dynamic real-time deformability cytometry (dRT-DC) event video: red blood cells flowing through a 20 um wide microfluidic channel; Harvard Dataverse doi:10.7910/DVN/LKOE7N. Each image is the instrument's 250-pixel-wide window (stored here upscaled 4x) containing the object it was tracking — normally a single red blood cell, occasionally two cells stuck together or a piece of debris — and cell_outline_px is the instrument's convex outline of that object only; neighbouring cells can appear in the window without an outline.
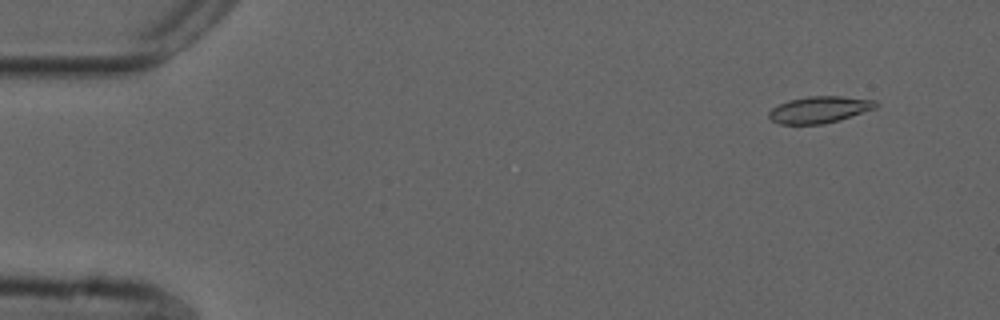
{"species": "common noctule bat (a hibernating species)", "species_latin": "Nyctalus noctula", "temperature_condition": "cold", "stored_images_in_passage": 55, "camera_frame_rate_fps": 3000, "um_per_image_px": 0.085, "animal": {"sex": "male", "forearm_length_mm": 52.5}, "frame": {"image": 1, "passage_image": 5, "time_ms": 1.333, "image_size_px": [1000, 320], "cell_outline_px": [[880, 104], [876, 108], [840, 120], [824, 124], [780, 124], [772, 120], [768, 116], [768, 112], [772, 108], [788, 100], [808, 96], [840, 96], [876, 100]], "centroid_in_image_um": [69.68, 9.32], "position_along_channel_um": 15.3, "area_um2": 16.7}}
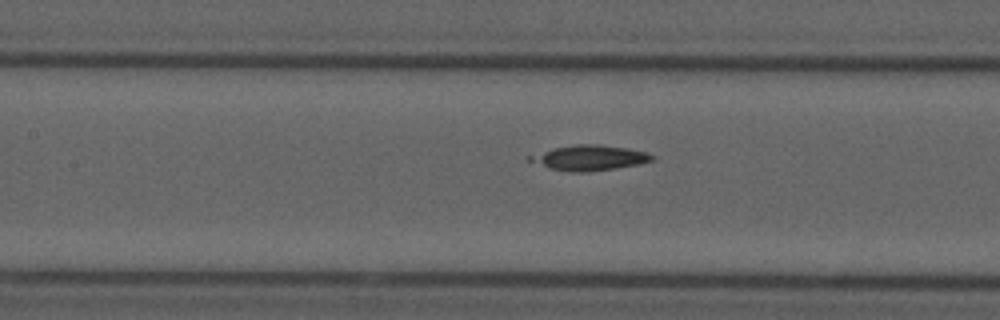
{"frame": {"image": 2, "passage_image": 25, "time_ms": 8.0, "image_size_px": [1000, 320], "cell_outline_px": [[656, 160], [640, 164], [616, 168], [588, 172], [568, 172], [548, 168], [524, 160], [528, 156], [552, 148], [576, 144], [600, 144], [628, 148], [648, 152], [656, 156]], "centroid_in_image_um": [50.11, 13.41], "position_along_channel_um": 157.3, "area_um2": 18.44}}
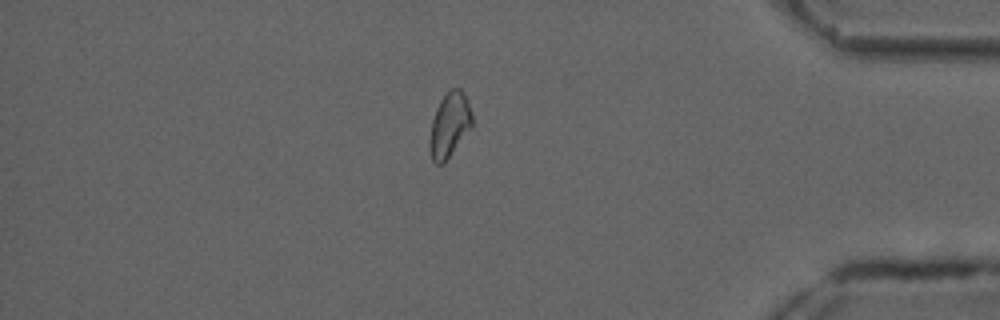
{"frame": {"image": 3, "passage_image": 47, "time_ms": 15.333, "image_size_px": [1000, 320], "cell_outline_px": [[472, 128], [444, 164], [436, 164], [432, 160], [428, 148], [428, 140], [432, 120], [436, 108], [440, 100], [452, 88], [460, 88], [468, 100], [472, 116]], "centroid_in_image_um": [38.19, 10.67], "position_along_channel_um": 397.0, "area_um2": 16.3}}